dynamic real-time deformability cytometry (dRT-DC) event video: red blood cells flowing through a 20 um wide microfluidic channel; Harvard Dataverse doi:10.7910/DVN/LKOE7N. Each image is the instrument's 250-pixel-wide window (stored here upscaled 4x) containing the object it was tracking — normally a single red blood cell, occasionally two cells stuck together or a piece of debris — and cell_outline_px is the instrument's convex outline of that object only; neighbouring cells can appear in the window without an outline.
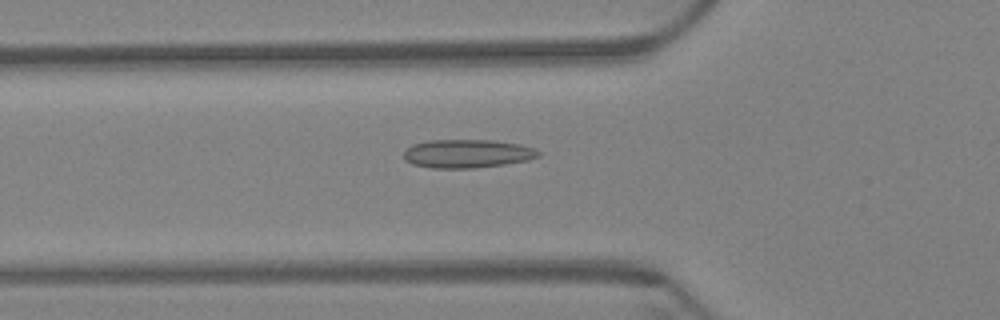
{"species": "Egyptian fruit bat (a non-hibernating species)", "species_latin": "Rousettus aegyptiacus", "temperature_condition": "warm", "stored_images_in_passage": 58, "camera_frame_rate_fps": 3000, "um_per_image_px": 0.085, "animal": {"sex": "female"}, "frame": {"image": 1, "passage_image": 19, "time_ms": 6.0, "image_size_px": [1000, 320], "cell_outline_px": [[540, 156], [528, 160], [504, 164], [472, 168], [432, 168], [412, 164], [404, 160], [404, 152], [412, 144], [428, 140], [492, 140], [520, 144], [532, 148], [540, 152]], "centroid_in_image_um": [39.69, 13.06], "position_along_channel_um": 86.1, "area_um2": 22.31}}
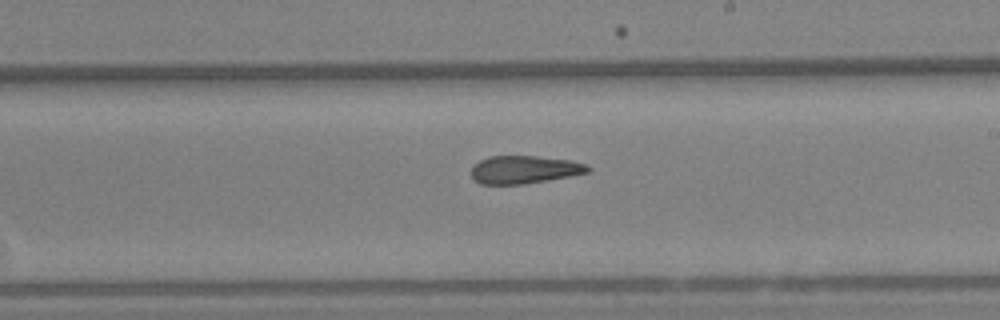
{"frame": {"image": 2, "passage_image": 33, "time_ms": 10.667, "image_size_px": [1000, 320], "cell_outline_px": [[592, 168], [588, 172], [568, 176], [524, 184], [480, 184], [472, 180], [472, 164], [488, 156], [536, 156], [568, 160], [588, 164]], "centroid_in_image_um": [44.52, 14.41], "position_along_channel_um": 244.5, "area_um2": 18.96}}
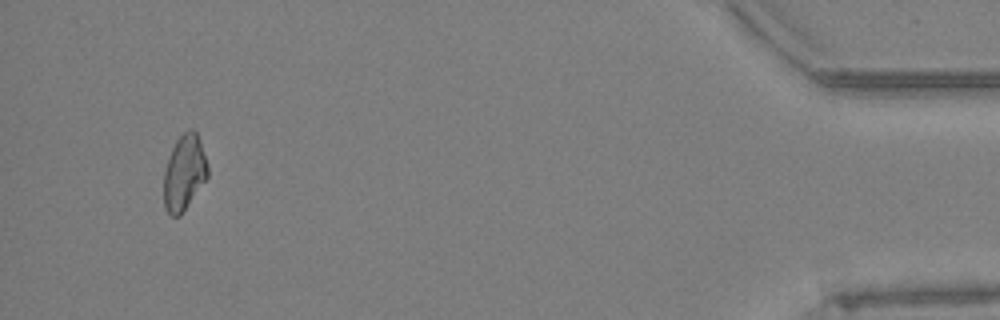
{"frame": {"image": 3, "passage_image": 55, "time_ms": 18.0, "image_size_px": [1000, 320], "cell_outline_px": [[208, 176], [180, 216], [172, 216], [164, 208], [164, 172], [172, 148], [176, 140], [188, 128], [192, 128], [196, 132], [200, 140], [208, 164]], "centroid_in_image_um": [15.66, 14.66], "position_along_channel_um": 419.5, "area_um2": 19.19}, "authors_computed_cell_mechanics": {"area_um2": 19.9988, "velocity_mm_per_s": 3.4012, "shape_relaxation_time_tau1_ms": null, "shape_relaxation_time_tau2_ms": 3.3225, "deformation_change_tau1": null, "deformation_change_tau2": 0.1215}}